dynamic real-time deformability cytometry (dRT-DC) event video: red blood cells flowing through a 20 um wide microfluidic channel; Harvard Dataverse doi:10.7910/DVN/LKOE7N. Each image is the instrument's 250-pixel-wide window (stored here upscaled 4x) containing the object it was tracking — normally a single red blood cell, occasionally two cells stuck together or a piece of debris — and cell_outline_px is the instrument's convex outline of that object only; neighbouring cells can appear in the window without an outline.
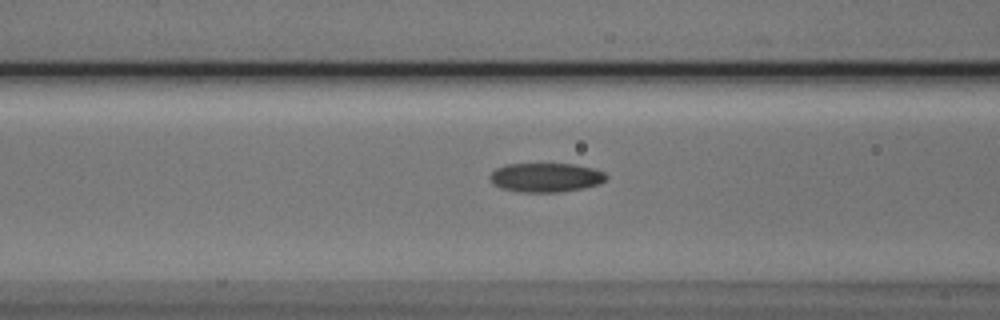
{"species": "Egyptian fruit bat (a non-hibernating species)", "species_latin": "Rousettus aegyptiacus", "temperature_condition": "cold", "stored_images_in_passage": 32, "camera_frame_rate_fps": 3000, "um_per_image_px": 0.085, "animal": {"sex": "male"}, "frame": {"image": 1, "passage_image": 9, "time_ms": 2.667, "image_size_px": [1000, 320], "cell_outline_px": [[608, 176], [600, 184], [584, 188], [560, 192], [520, 192], [500, 188], [492, 184], [488, 176], [496, 168], [504, 164], [572, 164], [592, 168], [604, 172]], "centroid_in_image_um": [46.36, 15.09], "position_along_channel_um": 120.2, "area_um2": 19.88}}
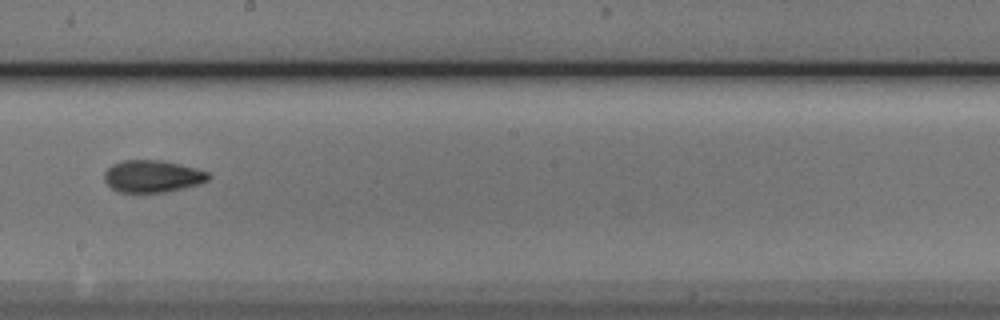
{"frame": {"image": 2, "passage_image": 18, "time_ms": 5.667, "image_size_px": [1000, 320], "cell_outline_px": [[212, 176], [208, 180], [200, 184], [168, 192], [120, 192], [112, 188], [104, 180], [104, 172], [112, 164], [124, 160], [164, 160], [196, 168], [208, 172]], "centroid_in_image_um": [12.99, 14.98], "position_along_channel_um": 235.2, "area_um2": 19.65}}
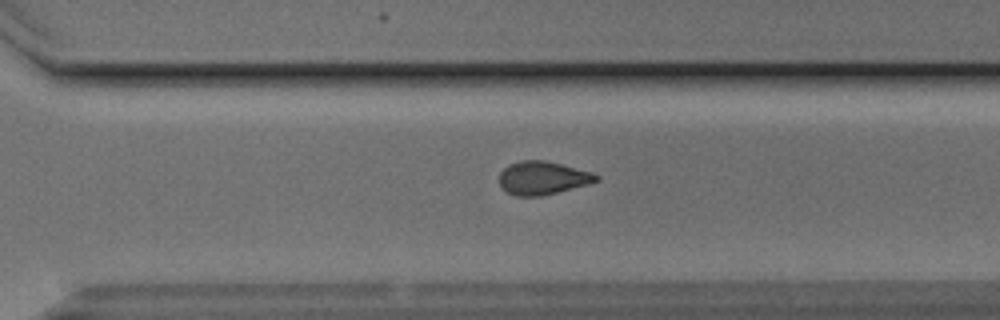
{"frame": {"image": 3, "passage_image": 25, "time_ms": 8.0, "image_size_px": [1000, 320], "cell_outline_px": [[600, 180], [588, 184], [540, 196], [516, 196], [508, 192], [500, 184], [500, 172], [508, 164], [520, 160], [544, 160], [592, 172], [600, 176]], "centroid_in_image_um": [46.13, 15.11], "position_along_channel_um": 324.5, "area_um2": 18.61}, "authors_computed_cell_mechanics": {"area_um2": 19.7098, "velocity_mm_per_s": 3.8312, "shape_relaxation_time_tau1_ms": 5.4409, "shape_relaxation_time_tau2_ms": 2.614, "deformation_change_tau1": 0.1358, "deformation_change_tau2": 0.0852}}